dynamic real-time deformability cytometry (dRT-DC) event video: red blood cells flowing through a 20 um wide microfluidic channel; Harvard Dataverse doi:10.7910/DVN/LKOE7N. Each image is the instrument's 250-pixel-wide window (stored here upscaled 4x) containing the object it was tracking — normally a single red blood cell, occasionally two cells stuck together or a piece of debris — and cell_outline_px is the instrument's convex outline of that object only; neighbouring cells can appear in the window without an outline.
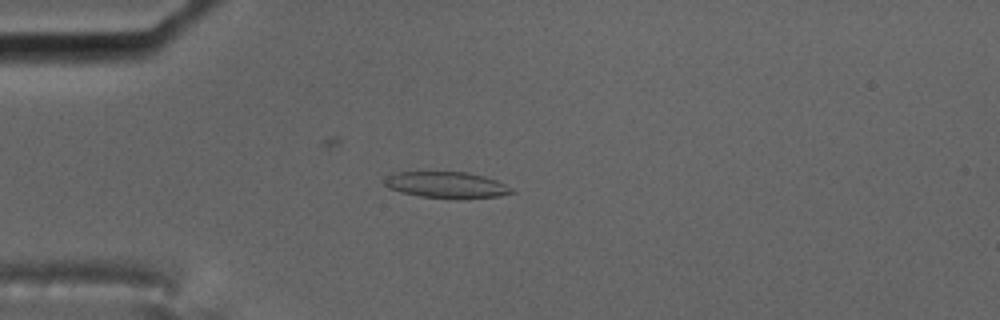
{"species": "common noctule bat (a hibernating species)", "species_latin": "Nyctalus noctula", "temperature_condition": "cold", "stored_images_in_passage": 3, "camera_frame_rate_fps": 3000, "um_per_image_px": 0.085, "animal": {"sex": "male", "body_mass_g": 17.5, "forearm_length_mm": 52.3}, "frame": {"image": 1, "passage_image": 3, "time_ms": 3.333, "image_size_px": [1000, 320], "cell_outline_px": [[516, 192], [500, 196], [420, 196], [388, 188], [384, 184], [384, 180], [388, 176], [396, 172], [468, 172], [484, 176], [496, 180], [512, 188]], "centroid_in_image_um": [37.94, 15.67], "position_along_channel_um": 47.1, "area_um2": 18.5}}